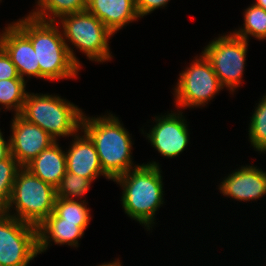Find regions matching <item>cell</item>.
I'll use <instances>...</instances> for the list:
<instances>
[{"label":"cell","instance_id":"obj_1","mask_svg":"<svg viewBox=\"0 0 266 266\" xmlns=\"http://www.w3.org/2000/svg\"><path fill=\"white\" fill-rule=\"evenodd\" d=\"M12 23L31 41L40 73L47 80L77 78L80 67L72 59L55 21H44L27 15Z\"/></svg>","mask_w":266,"mask_h":266},{"label":"cell","instance_id":"obj_2","mask_svg":"<svg viewBox=\"0 0 266 266\" xmlns=\"http://www.w3.org/2000/svg\"><path fill=\"white\" fill-rule=\"evenodd\" d=\"M159 162L140 164L113 181L122 187V207L132 220L150 231L155 224V214L163 206L164 191ZM151 227V229H150Z\"/></svg>","mask_w":266,"mask_h":266},{"label":"cell","instance_id":"obj_3","mask_svg":"<svg viewBox=\"0 0 266 266\" xmlns=\"http://www.w3.org/2000/svg\"><path fill=\"white\" fill-rule=\"evenodd\" d=\"M118 118L111 112L96 118L83 114L81 121V130L93 141L102 170L110 180L139 166L132 159V136Z\"/></svg>","mask_w":266,"mask_h":266},{"label":"cell","instance_id":"obj_4","mask_svg":"<svg viewBox=\"0 0 266 266\" xmlns=\"http://www.w3.org/2000/svg\"><path fill=\"white\" fill-rule=\"evenodd\" d=\"M83 114L81 108L61 96L28 92L20 115L58 141L81 130Z\"/></svg>","mask_w":266,"mask_h":266},{"label":"cell","instance_id":"obj_5","mask_svg":"<svg viewBox=\"0 0 266 266\" xmlns=\"http://www.w3.org/2000/svg\"><path fill=\"white\" fill-rule=\"evenodd\" d=\"M58 20L69 53L80 68L82 65L70 44L84 53L90 61L103 63L111 60L109 39L114 34L96 16L84 10L63 15L56 21L59 24Z\"/></svg>","mask_w":266,"mask_h":266},{"label":"cell","instance_id":"obj_6","mask_svg":"<svg viewBox=\"0 0 266 266\" xmlns=\"http://www.w3.org/2000/svg\"><path fill=\"white\" fill-rule=\"evenodd\" d=\"M56 198L54 186L21 167L17 171L11 198L4 212L38 227L54 211Z\"/></svg>","mask_w":266,"mask_h":266},{"label":"cell","instance_id":"obj_7","mask_svg":"<svg viewBox=\"0 0 266 266\" xmlns=\"http://www.w3.org/2000/svg\"><path fill=\"white\" fill-rule=\"evenodd\" d=\"M248 43L230 32L214 38L201 52L211 63L221 85L232 94L242 84Z\"/></svg>","mask_w":266,"mask_h":266},{"label":"cell","instance_id":"obj_8","mask_svg":"<svg viewBox=\"0 0 266 266\" xmlns=\"http://www.w3.org/2000/svg\"><path fill=\"white\" fill-rule=\"evenodd\" d=\"M202 55L192 61L180 74L174 88V102L178 108L204 107L224 89L211 63Z\"/></svg>","mask_w":266,"mask_h":266},{"label":"cell","instance_id":"obj_9","mask_svg":"<svg viewBox=\"0 0 266 266\" xmlns=\"http://www.w3.org/2000/svg\"><path fill=\"white\" fill-rule=\"evenodd\" d=\"M37 255V227L0 211V263L28 266Z\"/></svg>","mask_w":266,"mask_h":266},{"label":"cell","instance_id":"obj_10","mask_svg":"<svg viewBox=\"0 0 266 266\" xmlns=\"http://www.w3.org/2000/svg\"><path fill=\"white\" fill-rule=\"evenodd\" d=\"M149 132L144 135L162 156L174 158L188 146L189 129L182 110L171 111L167 115L155 116Z\"/></svg>","mask_w":266,"mask_h":266},{"label":"cell","instance_id":"obj_11","mask_svg":"<svg viewBox=\"0 0 266 266\" xmlns=\"http://www.w3.org/2000/svg\"><path fill=\"white\" fill-rule=\"evenodd\" d=\"M11 155L21 167H25L56 140L36 124L28 122L20 114L11 121Z\"/></svg>","mask_w":266,"mask_h":266},{"label":"cell","instance_id":"obj_12","mask_svg":"<svg viewBox=\"0 0 266 266\" xmlns=\"http://www.w3.org/2000/svg\"><path fill=\"white\" fill-rule=\"evenodd\" d=\"M0 47L16 66L19 76L25 80L35 77L47 80L40 73L36 53L31 41L13 24L9 23L0 33Z\"/></svg>","mask_w":266,"mask_h":266},{"label":"cell","instance_id":"obj_13","mask_svg":"<svg viewBox=\"0 0 266 266\" xmlns=\"http://www.w3.org/2000/svg\"><path fill=\"white\" fill-rule=\"evenodd\" d=\"M220 193L237 201H253L266 195V172L254 165L241 166L219 184Z\"/></svg>","mask_w":266,"mask_h":266},{"label":"cell","instance_id":"obj_14","mask_svg":"<svg viewBox=\"0 0 266 266\" xmlns=\"http://www.w3.org/2000/svg\"><path fill=\"white\" fill-rule=\"evenodd\" d=\"M81 132L82 130H79V133L72 136L74 140L72 139L69 149L65 152L67 172L78 174L92 181L100 175L110 180L102 170L93 141L85 132L80 136Z\"/></svg>","mask_w":266,"mask_h":266},{"label":"cell","instance_id":"obj_15","mask_svg":"<svg viewBox=\"0 0 266 266\" xmlns=\"http://www.w3.org/2000/svg\"><path fill=\"white\" fill-rule=\"evenodd\" d=\"M86 10L96 16L113 34L140 18L135 0H87Z\"/></svg>","mask_w":266,"mask_h":266},{"label":"cell","instance_id":"obj_16","mask_svg":"<svg viewBox=\"0 0 266 266\" xmlns=\"http://www.w3.org/2000/svg\"><path fill=\"white\" fill-rule=\"evenodd\" d=\"M84 236V230L77 223L63 222L52 212L38 227V253L48 250L51 242L57 245L78 247L80 238Z\"/></svg>","mask_w":266,"mask_h":266},{"label":"cell","instance_id":"obj_17","mask_svg":"<svg viewBox=\"0 0 266 266\" xmlns=\"http://www.w3.org/2000/svg\"><path fill=\"white\" fill-rule=\"evenodd\" d=\"M25 168L43 182L56 188L67 172L65 151L55 141L29 162Z\"/></svg>","mask_w":266,"mask_h":266},{"label":"cell","instance_id":"obj_18","mask_svg":"<svg viewBox=\"0 0 266 266\" xmlns=\"http://www.w3.org/2000/svg\"><path fill=\"white\" fill-rule=\"evenodd\" d=\"M36 10L30 16L44 20L57 21L63 15L86 10L87 0H38Z\"/></svg>","mask_w":266,"mask_h":266},{"label":"cell","instance_id":"obj_19","mask_svg":"<svg viewBox=\"0 0 266 266\" xmlns=\"http://www.w3.org/2000/svg\"><path fill=\"white\" fill-rule=\"evenodd\" d=\"M86 200H68L56 198L54 213L63 219V222L77 223L84 231L92 218Z\"/></svg>","mask_w":266,"mask_h":266},{"label":"cell","instance_id":"obj_20","mask_svg":"<svg viewBox=\"0 0 266 266\" xmlns=\"http://www.w3.org/2000/svg\"><path fill=\"white\" fill-rule=\"evenodd\" d=\"M243 14V27L235 29L233 34L246 41H249V36L258 40H266V10L251 4Z\"/></svg>","mask_w":266,"mask_h":266},{"label":"cell","instance_id":"obj_21","mask_svg":"<svg viewBox=\"0 0 266 266\" xmlns=\"http://www.w3.org/2000/svg\"><path fill=\"white\" fill-rule=\"evenodd\" d=\"M26 83L24 79L0 80V105L4 110H12L14 115L21 114L28 94Z\"/></svg>","mask_w":266,"mask_h":266},{"label":"cell","instance_id":"obj_22","mask_svg":"<svg viewBox=\"0 0 266 266\" xmlns=\"http://www.w3.org/2000/svg\"><path fill=\"white\" fill-rule=\"evenodd\" d=\"M249 124V142L261 153L266 152V94L259 101Z\"/></svg>","mask_w":266,"mask_h":266},{"label":"cell","instance_id":"obj_23","mask_svg":"<svg viewBox=\"0 0 266 266\" xmlns=\"http://www.w3.org/2000/svg\"><path fill=\"white\" fill-rule=\"evenodd\" d=\"M92 182V180L81 177L78 174L66 172L60 184L56 187V197L68 200H82L81 198L88 192Z\"/></svg>","mask_w":266,"mask_h":266},{"label":"cell","instance_id":"obj_24","mask_svg":"<svg viewBox=\"0 0 266 266\" xmlns=\"http://www.w3.org/2000/svg\"><path fill=\"white\" fill-rule=\"evenodd\" d=\"M20 168L21 166L12 155L0 161V211H5L9 203L15 177Z\"/></svg>","mask_w":266,"mask_h":266},{"label":"cell","instance_id":"obj_25","mask_svg":"<svg viewBox=\"0 0 266 266\" xmlns=\"http://www.w3.org/2000/svg\"><path fill=\"white\" fill-rule=\"evenodd\" d=\"M5 79H22L16 69V66L11 62L10 57L0 47V80Z\"/></svg>","mask_w":266,"mask_h":266},{"label":"cell","instance_id":"obj_26","mask_svg":"<svg viewBox=\"0 0 266 266\" xmlns=\"http://www.w3.org/2000/svg\"><path fill=\"white\" fill-rule=\"evenodd\" d=\"M170 0H135V6L140 18L149 15L158 8L165 7Z\"/></svg>","mask_w":266,"mask_h":266},{"label":"cell","instance_id":"obj_27","mask_svg":"<svg viewBox=\"0 0 266 266\" xmlns=\"http://www.w3.org/2000/svg\"><path fill=\"white\" fill-rule=\"evenodd\" d=\"M11 155L10 138L5 140L0 129V161L7 159Z\"/></svg>","mask_w":266,"mask_h":266},{"label":"cell","instance_id":"obj_28","mask_svg":"<svg viewBox=\"0 0 266 266\" xmlns=\"http://www.w3.org/2000/svg\"><path fill=\"white\" fill-rule=\"evenodd\" d=\"M97 266H122V263L120 262L119 258H117L115 261L113 262H109V263H103L101 265H97Z\"/></svg>","mask_w":266,"mask_h":266},{"label":"cell","instance_id":"obj_29","mask_svg":"<svg viewBox=\"0 0 266 266\" xmlns=\"http://www.w3.org/2000/svg\"><path fill=\"white\" fill-rule=\"evenodd\" d=\"M253 4L266 10V0H255Z\"/></svg>","mask_w":266,"mask_h":266}]
</instances>
